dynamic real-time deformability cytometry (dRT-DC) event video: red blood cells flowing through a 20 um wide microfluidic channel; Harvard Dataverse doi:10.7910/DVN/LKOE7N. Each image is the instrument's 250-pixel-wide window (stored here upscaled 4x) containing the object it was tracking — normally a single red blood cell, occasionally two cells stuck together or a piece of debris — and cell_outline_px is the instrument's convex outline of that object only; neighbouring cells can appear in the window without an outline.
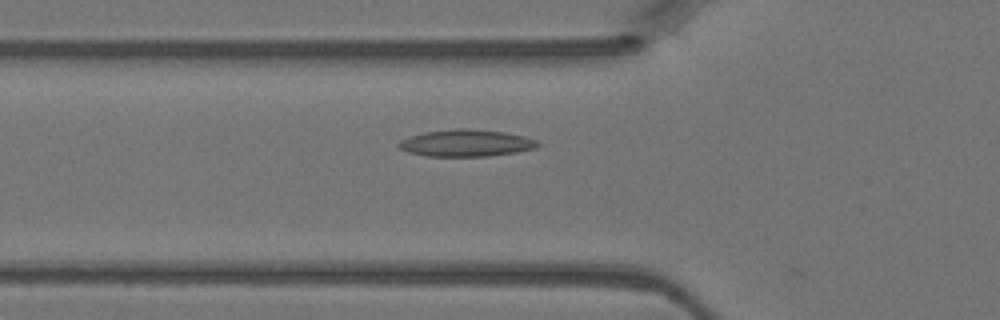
{"species": "Egyptian fruit bat (a non-hibernating species)", "species_latin": "Rousettus aegyptiacus", "temperature_condition": "warm", "stored_images_in_passage": 5, "camera_frame_rate_fps": 3000, "um_per_image_px": 0.085, "animal": {"sex": "female"}, "frame": {"image": 1, "passage_image": 5, "time_ms": 1.333, "image_size_px": [1000, 320], "cell_outline_px": [[540, 144], [536, 148], [516, 152], [488, 156], [428, 156], [408, 152], [400, 148], [396, 144], [400, 140], [408, 136], [424, 132], [456, 128], [468, 128], [504, 132], [524, 136], [536, 140]], "centroid_in_image_um": [39.6, 12.15], "position_along_channel_um": 86.2, "area_um2": 21.85}}